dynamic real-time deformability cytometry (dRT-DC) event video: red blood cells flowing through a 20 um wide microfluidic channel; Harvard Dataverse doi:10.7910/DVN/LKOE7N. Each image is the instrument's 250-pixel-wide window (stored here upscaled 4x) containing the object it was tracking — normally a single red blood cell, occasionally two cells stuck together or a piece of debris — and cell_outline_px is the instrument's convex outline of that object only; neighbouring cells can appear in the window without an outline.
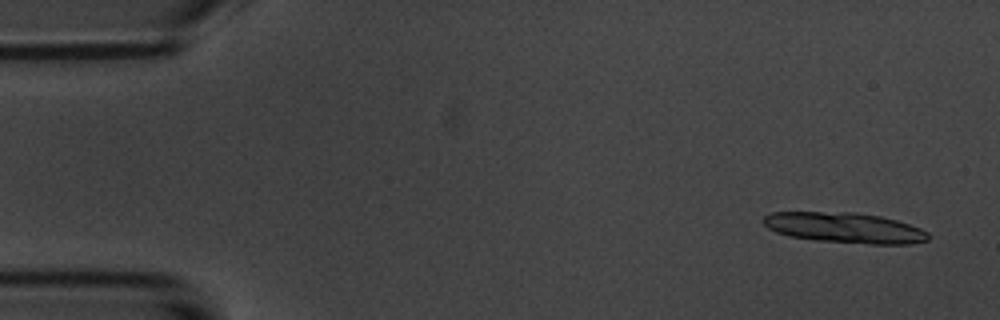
{"species": "common noctule bat (a hibernating species)", "species_latin": "Nyctalus noctula", "temperature_condition": "room temperature", "stored_images_in_passage": 4, "camera_frame_rate_fps": 3000, "um_per_image_px": 0.085, "animal": {"sex": "male", "body_mass_g": 20.1, "forearm_length_mm": 53.5}, "frame": {"image": 1, "passage_image": 1, "time_ms": 0.0, "image_size_px": [1000, 320], "cell_outline_px": [[928, 240], [912, 244], [872, 244], [816, 240], [788, 236], [776, 232], [768, 228], [764, 224], [764, 216], [772, 212], [856, 212], [880, 216], [896, 220], [920, 228], [928, 232]], "centroid_in_image_um": [71.8, 19.36], "position_along_channel_um": 13.2, "area_um2": 29.19}}